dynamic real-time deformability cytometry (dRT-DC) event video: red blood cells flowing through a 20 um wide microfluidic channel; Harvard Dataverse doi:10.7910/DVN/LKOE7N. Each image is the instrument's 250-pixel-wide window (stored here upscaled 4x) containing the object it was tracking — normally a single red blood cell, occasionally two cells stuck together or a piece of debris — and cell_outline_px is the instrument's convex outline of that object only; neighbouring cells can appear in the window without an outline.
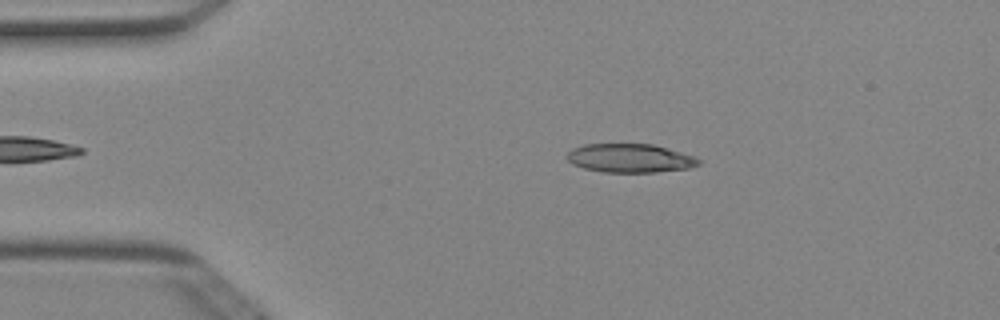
{"species": "Egyptian fruit bat (a non-hibernating species)", "species_latin": "Rousettus aegyptiacus", "temperature_condition": "cold", "stored_images_in_passage": 38, "camera_frame_rate_fps": 3000, "um_per_image_px": 0.085, "animal": {"sex": "female"}, "frame": {"image": 1, "passage_image": 4, "time_ms": 1.0, "image_size_px": [1000, 320], "cell_outline_px": [[700, 164], [688, 168], [656, 172], [604, 172], [584, 168], [572, 164], [568, 160], [568, 152], [572, 148], [584, 144], [652, 144], [696, 156], [700, 160]], "centroid_in_image_um": [53.56, 13.44], "position_along_channel_um": 31.4, "area_um2": 21.96}}
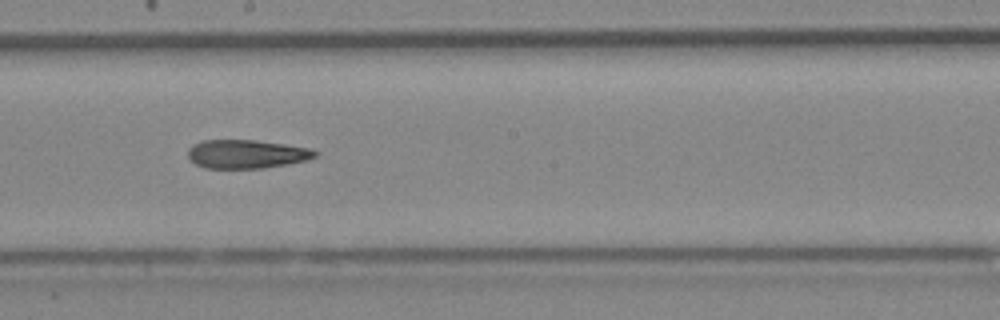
{"frame": {"image": 2, "passage_image": 22, "time_ms": 7.0, "image_size_px": [1000, 320], "cell_outline_px": [[320, 152], [316, 156], [308, 160], [288, 164], [264, 168], [204, 168], [196, 164], [188, 156], [188, 148], [192, 144], [204, 140], [256, 140], [312, 148]], "centroid_in_image_um": [20.99, 13.09], "position_along_channel_um": 227.2, "area_um2": 21.39}}
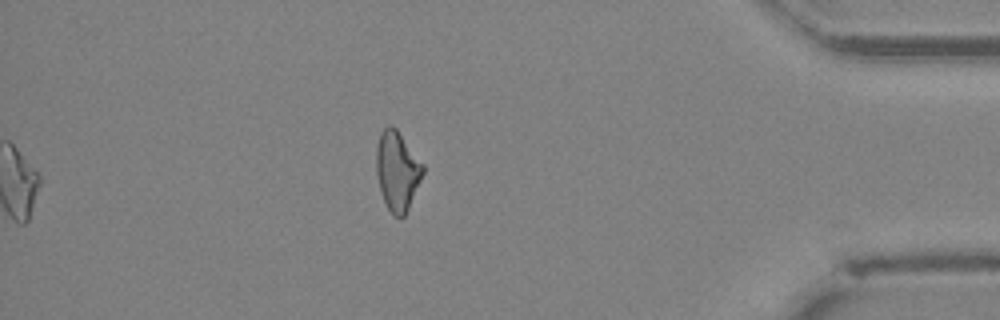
{"frame": {"image": 3, "passage_image": 38, "time_ms": 12.333, "image_size_px": [1000, 320], "cell_outline_px": [[424, 172], [408, 208], [404, 216], [396, 216], [388, 208], [380, 192], [376, 172], [376, 148], [380, 132], [388, 124], [392, 124], [396, 128], [424, 164]], "centroid_in_image_um": [33.75, 14.47], "position_along_channel_um": 401.4, "area_um2": 21.44}, "authors_computed_cell_mechanics": {"area_um2": 22.0218, "velocity_mm_per_s": 4.0309, "shape_relaxation_time_tau1_ms": null, "shape_relaxation_time_tau2_ms": 3.5525, "deformation_change_tau1": null, "deformation_change_tau2": 0.141}}